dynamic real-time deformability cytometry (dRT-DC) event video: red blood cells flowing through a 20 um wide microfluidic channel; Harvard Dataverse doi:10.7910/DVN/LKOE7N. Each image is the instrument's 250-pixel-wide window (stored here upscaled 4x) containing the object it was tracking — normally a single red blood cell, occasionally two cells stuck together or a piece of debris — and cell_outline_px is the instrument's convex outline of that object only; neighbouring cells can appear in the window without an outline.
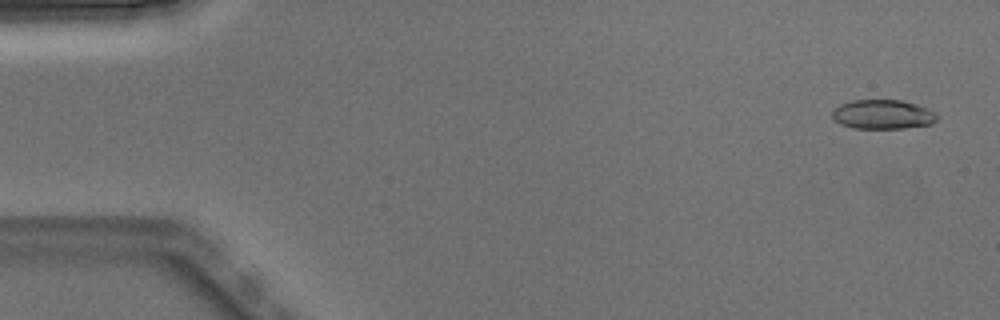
{"species": "Egyptian fruit bat (a non-hibernating species)", "species_latin": "Rousettus aegyptiacus", "temperature_condition": "warm", "stored_images_in_passage": 3, "camera_frame_rate_fps": 3000, "um_per_image_px": 0.085, "animal": {"sex": "male"}, "frame": {"image": 1, "passage_image": 1, "time_ms": 0.0, "image_size_px": [1000, 320], "cell_outline_px": [[940, 116], [932, 124], [904, 128], [852, 128], [840, 124], [832, 120], [832, 112], [840, 104], [852, 100], [900, 100], [916, 104], [928, 108], [936, 112]], "centroid_in_image_um": [75.05, 9.73], "position_along_channel_um": 10.0, "area_um2": 18.09}}